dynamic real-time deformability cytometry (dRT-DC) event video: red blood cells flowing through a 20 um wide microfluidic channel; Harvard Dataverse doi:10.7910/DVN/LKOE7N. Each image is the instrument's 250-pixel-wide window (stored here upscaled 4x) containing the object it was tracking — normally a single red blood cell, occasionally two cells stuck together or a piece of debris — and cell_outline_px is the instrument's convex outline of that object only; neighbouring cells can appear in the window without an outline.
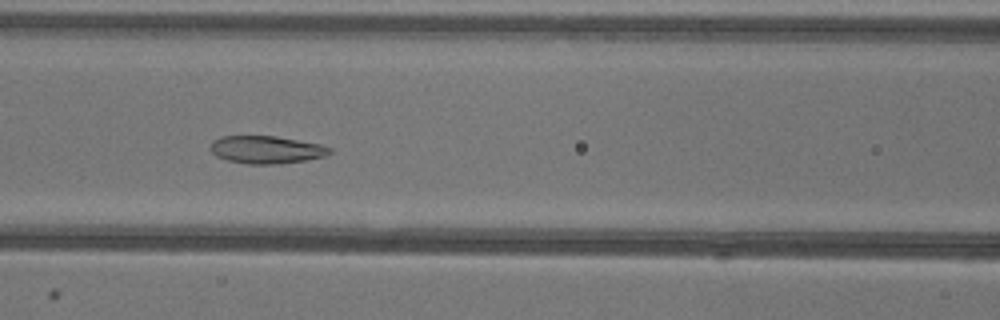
{"species": "common noctule bat (a hibernating species)", "species_latin": "Nyctalus noctula", "temperature_condition": "warm", "stored_images_in_passage": 51, "camera_frame_rate_fps": 3000, "um_per_image_px": 0.085, "animal": {"sex": "female"}, "frame": {"image": 1, "passage_image": 21, "time_ms": 6.667, "image_size_px": [1000, 320], "cell_outline_px": [[332, 152], [324, 156], [304, 160], [280, 164], [248, 164], [228, 160], [216, 156], [208, 148], [212, 140], [220, 136], [276, 136], [320, 144], [332, 148]], "centroid_in_image_um": [22.6, 12.72], "position_along_channel_um": 144.0, "area_um2": 19.31}}
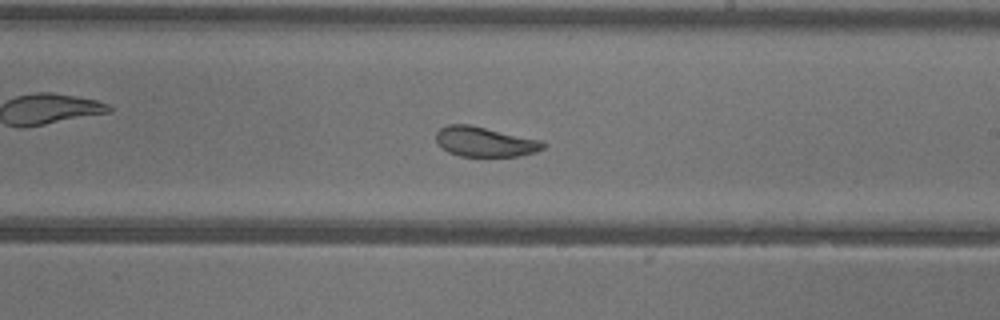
{"frame": {"image": 2, "passage_image": 29, "time_ms": 9.333, "image_size_px": [1000, 320], "cell_outline_px": [[544, 148], [536, 152], [520, 156], [460, 156], [448, 152], [436, 140], [436, 132], [440, 128], [448, 124], [468, 124], [540, 140], [544, 144]], "centroid_in_image_um": [41.19, 12.05], "position_along_channel_um": 247.8, "area_um2": 18.38}}
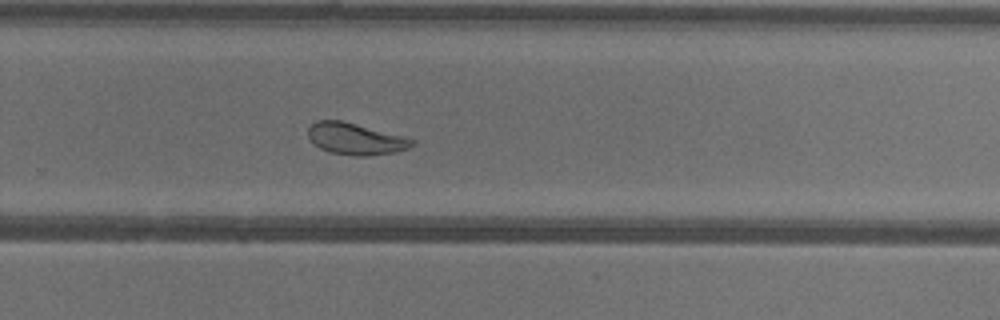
{"frame": {"image": 3, "passage_image": 33, "time_ms": 10.667, "image_size_px": [1000, 320], "cell_outline_px": [[416, 144], [408, 148], [396, 152], [364, 156], [356, 156], [328, 152], [312, 144], [308, 136], [308, 128], [316, 120], [340, 120], [404, 136], [416, 140]], "centroid_in_image_um": [30.21, 11.81], "position_along_channel_um": 299.6, "area_um2": 19.25}, "authors_computed_cell_mechanics": {"area_um2": 22.7154, "velocity_mm_per_s": 3.9072, "shape_relaxation_time_tau1_ms": 4.9001, "shape_relaxation_time_tau2_ms": 2.0157, "deformation_change_tau1": 0.1317, "deformation_change_tau2": 0.0753}}